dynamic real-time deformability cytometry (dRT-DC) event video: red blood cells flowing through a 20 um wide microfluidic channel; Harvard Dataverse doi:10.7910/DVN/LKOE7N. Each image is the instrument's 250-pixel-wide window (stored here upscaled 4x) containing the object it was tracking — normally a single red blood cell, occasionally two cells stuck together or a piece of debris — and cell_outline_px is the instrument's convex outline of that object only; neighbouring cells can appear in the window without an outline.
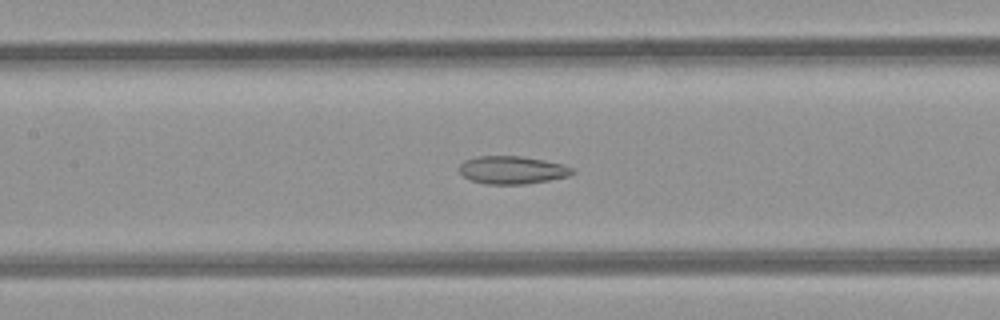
{"species": "common noctule bat (a hibernating species)", "species_latin": "Nyctalus noctula", "temperature_condition": "room temperature", "stored_images_in_passage": 49, "camera_frame_rate_fps": 3000, "um_per_image_px": 0.085, "animal": {"sex": "female", "body_mass_g": 21.9}, "frame": {"image": 1, "passage_image": 22, "time_ms": 7.0, "image_size_px": [1000, 320], "cell_outline_px": [[576, 172], [568, 176], [528, 184], [484, 184], [468, 180], [460, 172], [460, 164], [464, 160], [480, 156], [520, 156], [544, 160], [564, 164], [572, 168]], "centroid_in_image_um": [43.54, 14.45], "position_along_channel_um": 163.9, "area_um2": 18.44}}
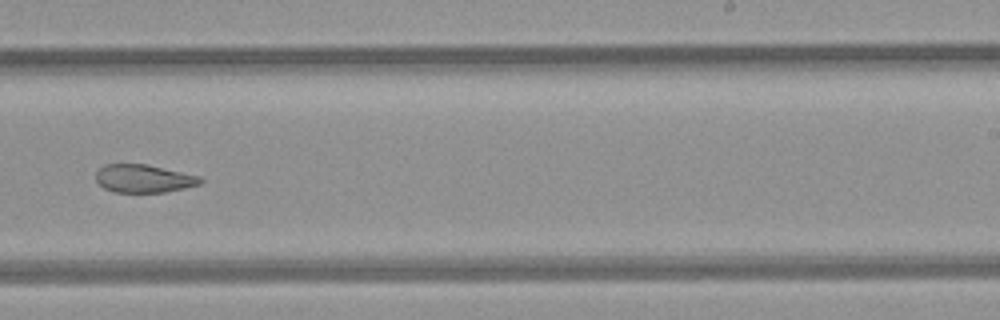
{"frame": {"image": 2, "passage_image": 30, "time_ms": 9.667, "image_size_px": [1000, 320], "cell_outline_px": [[204, 180], [200, 184], [184, 188], [164, 192], [112, 192], [104, 188], [96, 180], [96, 172], [104, 164], [148, 164], [200, 176]], "centroid_in_image_um": [12.22, 15.17], "position_along_channel_um": 276.8, "area_um2": 17.11}}
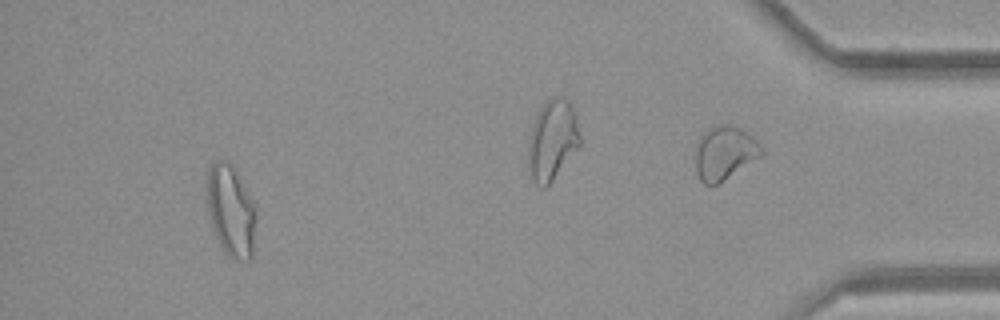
{"frame": {"image": 3, "passage_image": 45, "time_ms": 14.667, "image_size_px": [1000, 320], "cell_outline_px": [[256, 220], [252, 256], [248, 260], [236, 260], [228, 256], [224, 252], [208, 220], [208, 168], [216, 160], [224, 160], [232, 164], [252, 200], [256, 212]], "centroid_in_image_um": [19.62, 17.94], "position_along_channel_um": 415.6, "area_um2": 26.07}, "authors_computed_cell_mechanics": {"area_um2": 22.0796, "velocity_mm_per_s": 4.2627, "shape_relaxation_time_tau1_ms": null, "shape_relaxation_time_tau2_ms": 3.6753, "deformation_change_tau1": null, "deformation_change_tau2": 0.1145}}